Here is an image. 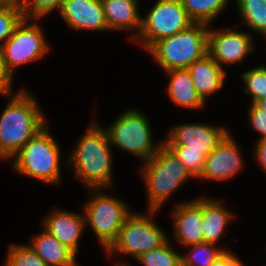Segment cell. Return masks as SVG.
<instances>
[{
  "mask_svg": "<svg viewBox=\"0 0 266 266\" xmlns=\"http://www.w3.org/2000/svg\"><path fill=\"white\" fill-rule=\"evenodd\" d=\"M63 0H30L22 9L25 18L41 19L52 13L60 11Z\"/></svg>",
  "mask_w": 266,
  "mask_h": 266,
  "instance_id": "obj_30",
  "label": "cell"
},
{
  "mask_svg": "<svg viewBox=\"0 0 266 266\" xmlns=\"http://www.w3.org/2000/svg\"><path fill=\"white\" fill-rule=\"evenodd\" d=\"M244 82L243 93L251 96V104L266 99V65H258L245 70L240 76Z\"/></svg>",
  "mask_w": 266,
  "mask_h": 266,
  "instance_id": "obj_26",
  "label": "cell"
},
{
  "mask_svg": "<svg viewBox=\"0 0 266 266\" xmlns=\"http://www.w3.org/2000/svg\"><path fill=\"white\" fill-rule=\"evenodd\" d=\"M163 140L165 146H184V152L208 155L229 132L223 126L208 123H181L171 127Z\"/></svg>",
  "mask_w": 266,
  "mask_h": 266,
  "instance_id": "obj_12",
  "label": "cell"
},
{
  "mask_svg": "<svg viewBox=\"0 0 266 266\" xmlns=\"http://www.w3.org/2000/svg\"><path fill=\"white\" fill-rule=\"evenodd\" d=\"M255 162L257 161V165L262 168L263 172L266 173V138L257 139L255 146L253 147Z\"/></svg>",
  "mask_w": 266,
  "mask_h": 266,
  "instance_id": "obj_33",
  "label": "cell"
},
{
  "mask_svg": "<svg viewBox=\"0 0 266 266\" xmlns=\"http://www.w3.org/2000/svg\"><path fill=\"white\" fill-rule=\"evenodd\" d=\"M105 190L88 189L90 199L82 207L85 224L91 227L104 251L117 239L125 219L133 212L129 203Z\"/></svg>",
  "mask_w": 266,
  "mask_h": 266,
  "instance_id": "obj_8",
  "label": "cell"
},
{
  "mask_svg": "<svg viewBox=\"0 0 266 266\" xmlns=\"http://www.w3.org/2000/svg\"><path fill=\"white\" fill-rule=\"evenodd\" d=\"M39 22L36 18L24 17L2 46L6 67L13 76L16 68L41 61L50 52L43 25Z\"/></svg>",
  "mask_w": 266,
  "mask_h": 266,
  "instance_id": "obj_10",
  "label": "cell"
},
{
  "mask_svg": "<svg viewBox=\"0 0 266 266\" xmlns=\"http://www.w3.org/2000/svg\"><path fill=\"white\" fill-rule=\"evenodd\" d=\"M234 213L225 207L218 198L203 196L202 230L204 242L218 245L222 240L227 226L235 218ZM233 218V219H232Z\"/></svg>",
  "mask_w": 266,
  "mask_h": 266,
  "instance_id": "obj_19",
  "label": "cell"
},
{
  "mask_svg": "<svg viewBox=\"0 0 266 266\" xmlns=\"http://www.w3.org/2000/svg\"><path fill=\"white\" fill-rule=\"evenodd\" d=\"M0 4H6L18 7V0H0Z\"/></svg>",
  "mask_w": 266,
  "mask_h": 266,
  "instance_id": "obj_35",
  "label": "cell"
},
{
  "mask_svg": "<svg viewBox=\"0 0 266 266\" xmlns=\"http://www.w3.org/2000/svg\"><path fill=\"white\" fill-rule=\"evenodd\" d=\"M148 210L160 211L175 191L194 177L164 144L148 161L140 166Z\"/></svg>",
  "mask_w": 266,
  "mask_h": 266,
  "instance_id": "obj_4",
  "label": "cell"
},
{
  "mask_svg": "<svg viewBox=\"0 0 266 266\" xmlns=\"http://www.w3.org/2000/svg\"><path fill=\"white\" fill-rule=\"evenodd\" d=\"M194 23L212 26L231 0H179Z\"/></svg>",
  "mask_w": 266,
  "mask_h": 266,
  "instance_id": "obj_22",
  "label": "cell"
},
{
  "mask_svg": "<svg viewBox=\"0 0 266 266\" xmlns=\"http://www.w3.org/2000/svg\"><path fill=\"white\" fill-rule=\"evenodd\" d=\"M24 18V11L20 7L0 4V48L14 33L16 26Z\"/></svg>",
  "mask_w": 266,
  "mask_h": 266,
  "instance_id": "obj_28",
  "label": "cell"
},
{
  "mask_svg": "<svg viewBox=\"0 0 266 266\" xmlns=\"http://www.w3.org/2000/svg\"><path fill=\"white\" fill-rule=\"evenodd\" d=\"M177 204V205H176ZM171 211L173 236L180 247L204 242L203 222V195L190 201L176 203Z\"/></svg>",
  "mask_w": 266,
  "mask_h": 266,
  "instance_id": "obj_14",
  "label": "cell"
},
{
  "mask_svg": "<svg viewBox=\"0 0 266 266\" xmlns=\"http://www.w3.org/2000/svg\"><path fill=\"white\" fill-rule=\"evenodd\" d=\"M188 253L181 255L182 266H211L225 251H229L224 247L201 242L185 247ZM185 254V255H184Z\"/></svg>",
  "mask_w": 266,
  "mask_h": 266,
  "instance_id": "obj_25",
  "label": "cell"
},
{
  "mask_svg": "<svg viewBox=\"0 0 266 266\" xmlns=\"http://www.w3.org/2000/svg\"><path fill=\"white\" fill-rule=\"evenodd\" d=\"M45 217L42 220L43 229L77 256L80 240L86 228L84 214L55 206Z\"/></svg>",
  "mask_w": 266,
  "mask_h": 266,
  "instance_id": "obj_15",
  "label": "cell"
},
{
  "mask_svg": "<svg viewBox=\"0 0 266 266\" xmlns=\"http://www.w3.org/2000/svg\"><path fill=\"white\" fill-rule=\"evenodd\" d=\"M4 266H47L27 244H11L8 247Z\"/></svg>",
  "mask_w": 266,
  "mask_h": 266,
  "instance_id": "obj_27",
  "label": "cell"
},
{
  "mask_svg": "<svg viewBox=\"0 0 266 266\" xmlns=\"http://www.w3.org/2000/svg\"><path fill=\"white\" fill-rule=\"evenodd\" d=\"M144 113L137 108L123 110L110 126L104 128L111 146L140 158L142 163L154 156L164 144L153 140L152 125Z\"/></svg>",
  "mask_w": 266,
  "mask_h": 266,
  "instance_id": "obj_6",
  "label": "cell"
},
{
  "mask_svg": "<svg viewBox=\"0 0 266 266\" xmlns=\"http://www.w3.org/2000/svg\"><path fill=\"white\" fill-rule=\"evenodd\" d=\"M61 148L48 124L35 134L11 159L12 170L51 185L61 184Z\"/></svg>",
  "mask_w": 266,
  "mask_h": 266,
  "instance_id": "obj_3",
  "label": "cell"
},
{
  "mask_svg": "<svg viewBox=\"0 0 266 266\" xmlns=\"http://www.w3.org/2000/svg\"><path fill=\"white\" fill-rule=\"evenodd\" d=\"M10 101L0 115V160L9 161L48 124L38 99L27 89L5 95Z\"/></svg>",
  "mask_w": 266,
  "mask_h": 266,
  "instance_id": "obj_2",
  "label": "cell"
},
{
  "mask_svg": "<svg viewBox=\"0 0 266 266\" xmlns=\"http://www.w3.org/2000/svg\"><path fill=\"white\" fill-rule=\"evenodd\" d=\"M30 0H18V7L23 8Z\"/></svg>",
  "mask_w": 266,
  "mask_h": 266,
  "instance_id": "obj_37",
  "label": "cell"
},
{
  "mask_svg": "<svg viewBox=\"0 0 266 266\" xmlns=\"http://www.w3.org/2000/svg\"><path fill=\"white\" fill-rule=\"evenodd\" d=\"M232 135L231 132H228L217 147L207 155L204 169L197 180L223 181L224 183L244 170L245 161L242 159L240 147Z\"/></svg>",
  "mask_w": 266,
  "mask_h": 266,
  "instance_id": "obj_13",
  "label": "cell"
},
{
  "mask_svg": "<svg viewBox=\"0 0 266 266\" xmlns=\"http://www.w3.org/2000/svg\"><path fill=\"white\" fill-rule=\"evenodd\" d=\"M239 25L219 30L209 25L207 53L222 68L225 64H239L250 55L249 53L256 51L253 34L247 30L236 29Z\"/></svg>",
  "mask_w": 266,
  "mask_h": 266,
  "instance_id": "obj_11",
  "label": "cell"
},
{
  "mask_svg": "<svg viewBox=\"0 0 266 266\" xmlns=\"http://www.w3.org/2000/svg\"><path fill=\"white\" fill-rule=\"evenodd\" d=\"M185 166L194 178H198L204 169L205 153L184 152V146H166Z\"/></svg>",
  "mask_w": 266,
  "mask_h": 266,
  "instance_id": "obj_29",
  "label": "cell"
},
{
  "mask_svg": "<svg viewBox=\"0 0 266 266\" xmlns=\"http://www.w3.org/2000/svg\"><path fill=\"white\" fill-rule=\"evenodd\" d=\"M256 105L262 109V110H266V99H262V100H259Z\"/></svg>",
  "mask_w": 266,
  "mask_h": 266,
  "instance_id": "obj_36",
  "label": "cell"
},
{
  "mask_svg": "<svg viewBox=\"0 0 266 266\" xmlns=\"http://www.w3.org/2000/svg\"><path fill=\"white\" fill-rule=\"evenodd\" d=\"M147 213L133 211L124 221L117 239L105 251L108 257L130 255L136 260L142 253L163 246L170 236L155 222L157 210H146ZM119 254V255H118Z\"/></svg>",
  "mask_w": 266,
  "mask_h": 266,
  "instance_id": "obj_7",
  "label": "cell"
},
{
  "mask_svg": "<svg viewBox=\"0 0 266 266\" xmlns=\"http://www.w3.org/2000/svg\"><path fill=\"white\" fill-rule=\"evenodd\" d=\"M173 243L169 240L166 244L149 252L142 253L135 261L142 266H182L181 255ZM113 266H132L129 264L114 261Z\"/></svg>",
  "mask_w": 266,
  "mask_h": 266,
  "instance_id": "obj_24",
  "label": "cell"
},
{
  "mask_svg": "<svg viewBox=\"0 0 266 266\" xmlns=\"http://www.w3.org/2000/svg\"><path fill=\"white\" fill-rule=\"evenodd\" d=\"M209 25L194 23L184 31L154 43L146 52L163 71L187 69L207 54Z\"/></svg>",
  "mask_w": 266,
  "mask_h": 266,
  "instance_id": "obj_5",
  "label": "cell"
},
{
  "mask_svg": "<svg viewBox=\"0 0 266 266\" xmlns=\"http://www.w3.org/2000/svg\"><path fill=\"white\" fill-rule=\"evenodd\" d=\"M85 133L76 142L65 162L72 167L73 177L85 189H108L113 186V153L108 134L91 119ZM112 154V155H111Z\"/></svg>",
  "mask_w": 266,
  "mask_h": 266,
  "instance_id": "obj_1",
  "label": "cell"
},
{
  "mask_svg": "<svg viewBox=\"0 0 266 266\" xmlns=\"http://www.w3.org/2000/svg\"><path fill=\"white\" fill-rule=\"evenodd\" d=\"M75 31H109L101 0H63L58 12Z\"/></svg>",
  "mask_w": 266,
  "mask_h": 266,
  "instance_id": "obj_16",
  "label": "cell"
},
{
  "mask_svg": "<svg viewBox=\"0 0 266 266\" xmlns=\"http://www.w3.org/2000/svg\"><path fill=\"white\" fill-rule=\"evenodd\" d=\"M248 119L252 129L260 134V138H266V110L260 109L256 104L249 103Z\"/></svg>",
  "mask_w": 266,
  "mask_h": 266,
  "instance_id": "obj_31",
  "label": "cell"
},
{
  "mask_svg": "<svg viewBox=\"0 0 266 266\" xmlns=\"http://www.w3.org/2000/svg\"><path fill=\"white\" fill-rule=\"evenodd\" d=\"M247 30L266 38V0H235Z\"/></svg>",
  "mask_w": 266,
  "mask_h": 266,
  "instance_id": "obj_23",
  "label": "cell"
},
{
  "mask_svg": "<svg viewBox=\"0 0 266 266\" xmlns=\"http://www.w3.org/2000/svg\"><path fill=\"white\" fill-rule=\"evenodd\" d=\"M13 76L6 67L3 49L0 48V95L5 96L12 93L13 90Z\"/></svg>",
  "mask_w": 266,
  "mask_h": 266,
  "instance_id": "obj_32",
  "label": "cell"
},
{
  "mask_svg": "<svg viewBox=\"0 0 266 266\" xmlns=\"http://www.w3.org/2000/svg\"><path fill=\"white\" fill-rule=\"evenodd\" d=\"M165 73L169 77L167 95L171 102L191 110L204 108L206 103L198 95L187 69H173Z\"/></svg>",
  "mask_w": 266,
  "mask_h": 266,
  "instance_id": "obj_20",
  "label": "cell"
},
{
  "mask_svg": "<svg viewBox=\"0 0 266 266\" xmlns=\"http://www.w3.org/2000/svg\"><path fill=\"white\" fill-rule=\"evenodd\" d=\"M243 262L232 251H225L211 266H244Z\"/></svg>",
  "mask_w": 266,
  "mask_h": 266,
  "instance_id": "obj_34",
  "label": "cell"
},
{
  "mask_svg": "<svg viewBox=\"0 0 266 266\" xmlns=\"http://www.w3.org/2000/svg\"><path fill=\"white\" fill-rule=\"evenodd\" d=\"M189 71L198 95L206 103L208 98L224 88L228 72L208 53L190 65Z\"/></svg>",
  "mask_w": 266,
  "mask_h": 266,
  "instance_id": "obj_18",
  "label": "cell"
},
{
  "mask_svg": "<svg viewBox=\"0 0 266 266\" xmlns=\"http://www.w3.org/2000/svg\"><path fill=\"white\" fill-rule=\"evenodd\" d=\"M28 245L47 266H77V256L44 229L32 236Z\"/></svg>",
  "mask_w": 266,
  "mask_h": 266,
  "instance_id": "obj_21",
  "label": "cell"
},
{
  "mask_svg": "<svg viewBox=\"0 0 266 266\" xmlns=\"http://www.w3.org/2000/svg\"><path fill=\"white\" fill-rule=\"evenodd\" d=\"M189 18L179 0H156L146 16L141 17V29L136 43L146 51L156 42L189 28Z\"/></svg>",
  "mask_w": 266,
  "mask_h": 266,
  "instance_id": "obj_9",
  "label": "cell"
},
{
  "mask_svg": "<svg viewBox=\"0 0 266 266\" xmlns=\"http://www.w3.org/2000/svg\"><path fill=\"white\" fill-rule=\"evenodd\" d=\"M109 31L129 32L128 38L135 40L141 29L139 0H101ZM133 31V32H132Z\"/></svg>",
  "mask_w": 266,
  "mask_h": 266,
  "instance_id": "obj_17",
  "label": "cell"
}]
</instances>
